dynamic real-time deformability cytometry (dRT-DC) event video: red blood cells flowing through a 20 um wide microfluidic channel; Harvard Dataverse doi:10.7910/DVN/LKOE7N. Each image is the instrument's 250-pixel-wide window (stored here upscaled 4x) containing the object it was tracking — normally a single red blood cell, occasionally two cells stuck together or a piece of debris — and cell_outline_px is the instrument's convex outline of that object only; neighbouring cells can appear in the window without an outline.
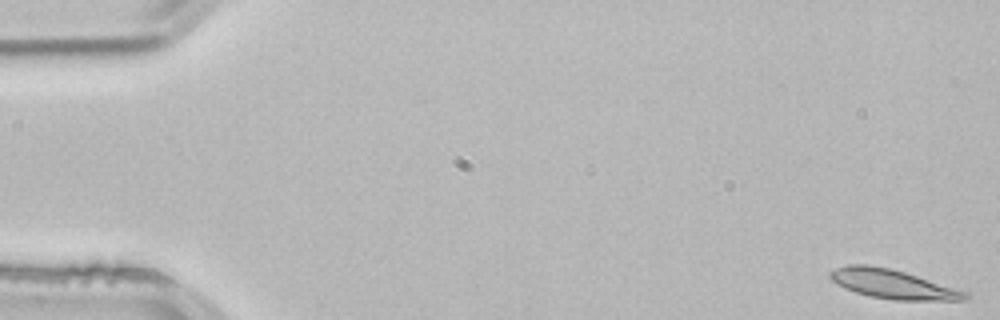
{"species": "common noctule bat (a hibernating species)", "species_latin": "Nyctalus noctula", "temperature_condition": "room temperature", "stored_images_in_passage": 4, "camera_frame_rate_fps": 3000, "um_per_image_px": 0.085, "animal": {"sex": "male", "body_mass_g": 21.5, "forearm_length_mm": 52.0}, "frame": {"image": 1, "passage_image": 1, "time_ms": 0.0, "image_size_px": [1000, 320], "cell_outline_px": [[972, 296], [964, 300], [896, 300], [868, 296], [844, 288], [836, 284], [828, 276], [828, 272], [836, 268], [848, 264], [868, 264], [888, 268], [904, 272], [972, 292]], "centroid_in_image_um": [75.92, 24.15], "position_along_channel_um": 9.1, "area_um2": 23.24}}
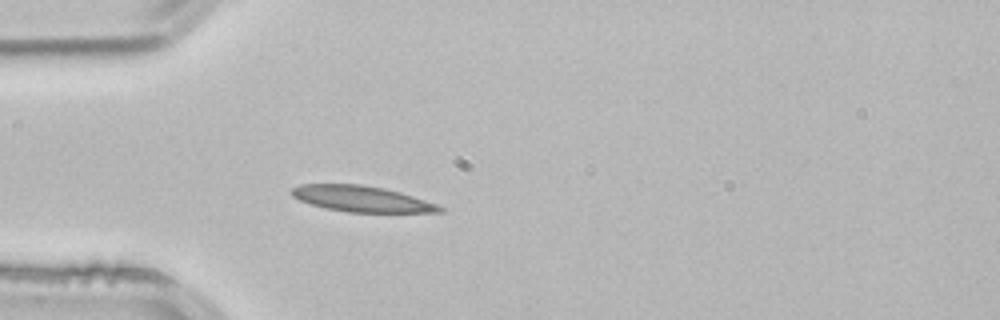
{"frame": {"image": 2, "passage_image": 4, "time_ms": 1.0, "image_size_px": [1000, 320], "cell_outline_px": [[444, 212], [348, 212], [324, 208], [300, 200], [292, 196], [288, 192], [292, 188], [300, 184], [364, 184], [384, 188], [400, 192], [436, 204], [444, 208]], "centroid_in_image_um": [30.7, 16.89], "position_along_channel_um": 54.3, "area_um2": 22.31}}